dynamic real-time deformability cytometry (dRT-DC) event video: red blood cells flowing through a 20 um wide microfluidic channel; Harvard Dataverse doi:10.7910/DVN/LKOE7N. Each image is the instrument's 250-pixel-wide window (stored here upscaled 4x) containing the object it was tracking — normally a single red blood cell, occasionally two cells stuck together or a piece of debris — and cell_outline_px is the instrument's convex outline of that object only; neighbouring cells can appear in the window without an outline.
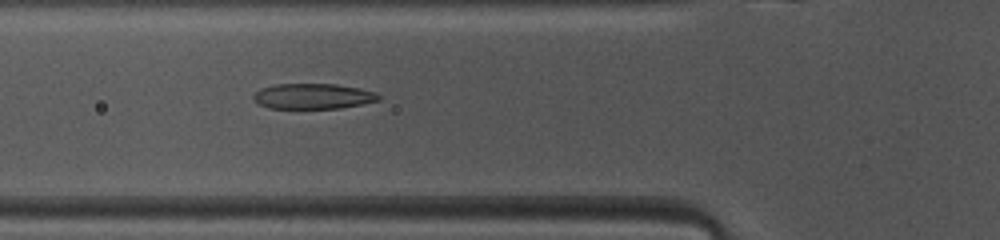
{"species": "common noctule bat (a hibernating species)", "species_latin": "Nyctalus noctula", "temperature_condition": "warm", "stored_images_in_passage": 47, "camera_frame_rate_fps": 3000, "um_per_image_px": 0.085, "animal": {"sex": "female", "body_mass_g": 10.0, "forearm_length_mm": 53.1}, "frame": {"image": 1, "passage_image": 15, "time_ms": 4.667, "image_size_px": [1000, 240], "cell_outline_px": [[380, 100], [340, 108], [268, 108], [260, 104], [252, 96], [260, 88], [276, 84], [336, 84], [360, 88], [376, 92], [380, 96]], "centroid_in_image_um": [26.62, 8.17], "position_along_channel_um": 99.2, "area_um2": 18.44}}
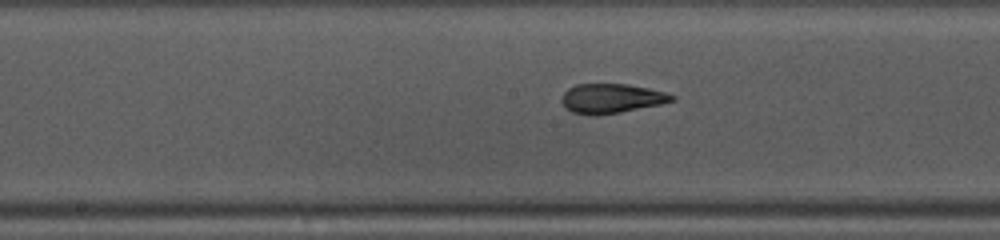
{"frame": {"image": 2, "passage_image": 22, "time_ms": 7.0, "image_size_px": [1000, 240], "cell_outline_px": [[676, 100], [660, 104], [620, 112], [596, 116], [588, 116], [572, 112], [560, 100], [564, 92], [568, 88], [576, 84], [628, 84], [648, 88], [664, 92], [676, 96]], "centroid_in_image_um": [51.96, 8.37], "position_along_channel_um": 196.2, "area_um2": 18.96}}
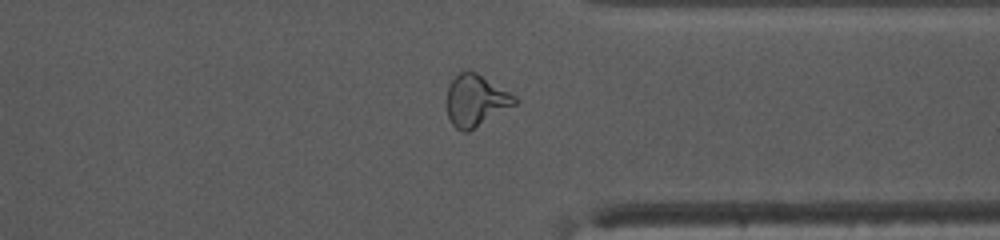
{"frame": {"image": 3, "passage_image": 35, "time_ms": 11.333, "image_size_px": [1000, 240], "cell_outline_px": [[516, 104], [468, 132], [460, 132], [452, 124], [448, 116], [448, 84], [464, 68], [468, 68], [476, 72], [516, 96]], "centroid_in_image_um": [40.43, 8.53], "position_along_channel_um": 371.0, "area_um2": 20.35}, "authors_computed_cell_mechanics": {"area_um2": 20.1144, "velocity_mm_per_s": 4.1254, "shape_relaxation_time_tau1_ms": 6.5202, "shape_relaxation_time_tau2_ms": 1.7406, "deformation_change_tau1": 0.2181, "deformation_change_tau2": 0.0793}}